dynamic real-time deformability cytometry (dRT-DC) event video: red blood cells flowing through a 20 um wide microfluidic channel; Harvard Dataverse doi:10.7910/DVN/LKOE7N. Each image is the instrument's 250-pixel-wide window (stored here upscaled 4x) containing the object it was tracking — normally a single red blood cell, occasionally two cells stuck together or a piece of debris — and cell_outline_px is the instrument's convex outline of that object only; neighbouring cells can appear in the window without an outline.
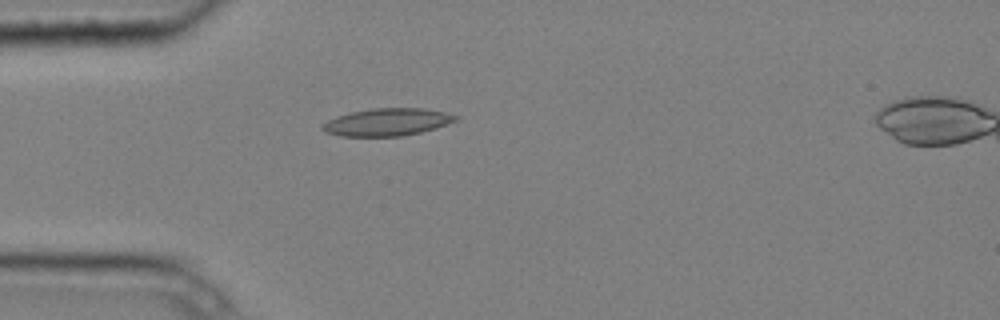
{"species": "common noctule bat (a hibernating species)", "species_latin": "Nyctalus noctula", "temperature_condition": "cold", "stored_images_in_passage": 2, "camera_frame_rate_fps": 3000, "um_per_image_px": 0.085, "animal": {"sex": "male", "body_mass_g": 20.4}, "frame": {"image": 1, "passage_image": 2, "time_ms": 0.333, "image_size_px": [1000, 320], "cell_outline_px": [[460, 120], [436, 128], [404, 136], [340, 136], [328, 132], [320, 128], [328, 120], [336, 116], [352, 112], [372, 108], [424, 108], [444, 112], [460, 116]], "centroid_in_image_um": [32.98, 10.37], "position_along_channel_um": 52.0, "area_um2": 21.33}}